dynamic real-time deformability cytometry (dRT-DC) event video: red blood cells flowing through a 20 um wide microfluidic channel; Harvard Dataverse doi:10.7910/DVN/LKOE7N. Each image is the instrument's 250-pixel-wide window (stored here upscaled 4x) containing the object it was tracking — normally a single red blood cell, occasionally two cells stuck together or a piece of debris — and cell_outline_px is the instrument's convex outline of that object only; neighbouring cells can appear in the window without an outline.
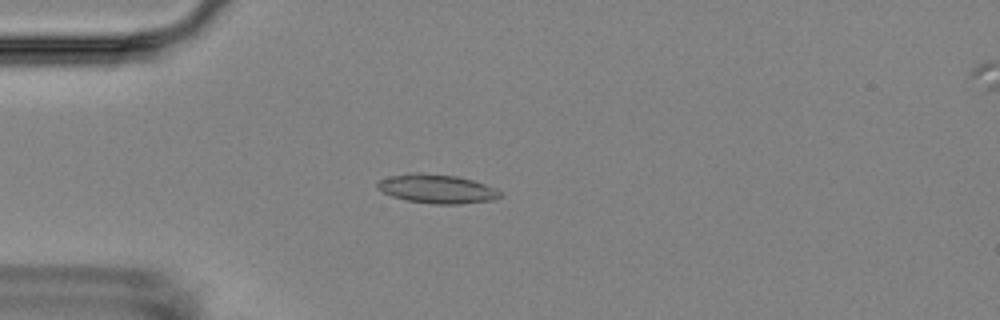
{"species": "Egyptian fruit bat (a non-hibernating species)", "species_latin": "Rousettus aegyptiacus", "temperature_condition": "room temperature", "stored_images_in_passage": 5, "camera_frame_rate_fps": 3000, "um_per_image_px": 0.085, "animal": {"sex": "female"}, "frame": {"image": 1, "passage_image": 5, "time_ms": 4.667, "image_size_px": [1000, 320], "cell_outline_px": [[500, 196], [492, 200], [460, 204], [432, 204], [408, 200], [392, 196], [376, 188], [376, 184], [380, 180], [388, 176], [408, 172], [420, 172], [456, 176], [472, 180], [496, 188], [500, 192]], "centroid_in_image_um": [37.1, 16.04], "position_along_channel_um": 47.9, "area_um2": 20.69}}